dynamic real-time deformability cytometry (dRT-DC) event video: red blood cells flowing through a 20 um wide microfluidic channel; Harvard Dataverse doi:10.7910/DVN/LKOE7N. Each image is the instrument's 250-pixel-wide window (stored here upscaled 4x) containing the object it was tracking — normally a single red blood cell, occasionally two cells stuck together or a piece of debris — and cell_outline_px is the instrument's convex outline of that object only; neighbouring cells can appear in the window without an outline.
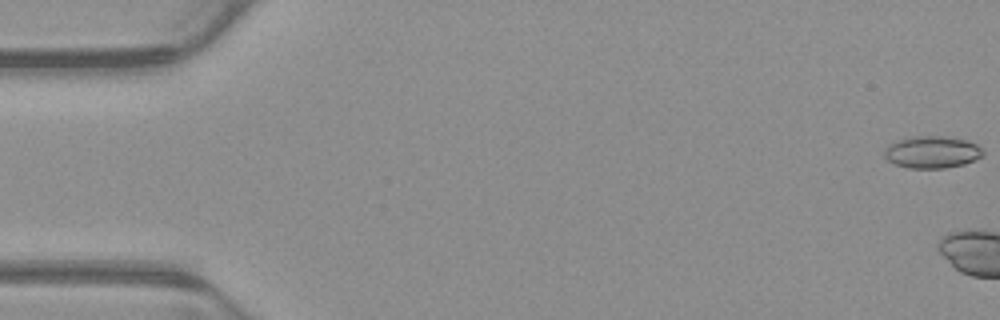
{"species": "common noctule bat (a hibernating species)", "species_latin": "Nyctalus noctula", "temperature_condition": "warm", "stored_images_in_passage": 4, "camera_frame_rate_fps": 3000, "um_per_image_px": 0.085, "animal": {"sex": "male", "body_mass_g": 23.1, "forearm_length_mm": 52.7}, "frame": {"image": 1, "passage_image": 1, "time_ms": 0.0, "image_size_px": [1000, 320], "cell_outline_px": [[984, 156], [976, 160], [964, 164], [944, 168], [908, 168], [896, 164], [888, 160], [884, 156], [884, 152], [892, 144], [900, 140], [916, 136], [948, 136], [968, 140], [976, 144], [984, 152]], "centroid_in_image_um": [79.3, 12.93], "position_along_channel_um": 5.7, "area_um2": 18.32}}